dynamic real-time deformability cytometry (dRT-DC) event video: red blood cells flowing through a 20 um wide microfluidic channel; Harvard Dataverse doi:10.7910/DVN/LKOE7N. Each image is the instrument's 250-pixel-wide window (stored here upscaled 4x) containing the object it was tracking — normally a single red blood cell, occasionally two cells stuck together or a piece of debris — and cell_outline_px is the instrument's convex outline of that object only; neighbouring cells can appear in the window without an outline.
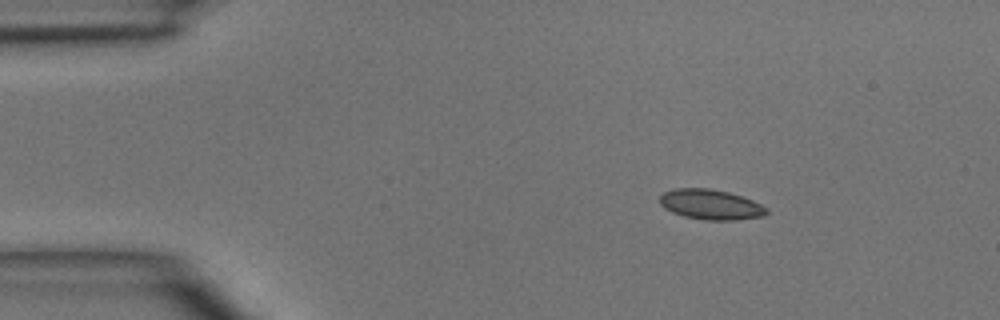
{"species": "common noctule bat (a hibernating species)", "species_latin": "Nyctalus noctula", "temperature_condition": "room temperature", "stored_images_in_passage": 6, "camera_frame_rate_fps": 3000, "um_per_image_px": 0.085, "animal": {"sex": "male", "body_mass_g": 15.6}, "frame": {"image": 1, "passage_image": 1, "time_ms": 0.0, "image_size_px": [1000, 320], "cell_outline_px": [[768, 212], [764, 216], [736, 220], [704, 220], [684, 216], [672, 212], [664, 208], [660, 204], [660, 196], [664, 192], [672, 188], [712, 188], [728, 192], [752, 200], [768, 208]], "centroid_in_image_um": [60.4, 17.38], "position_along_channel_um": 24.6, "area_um2": 18.84}}
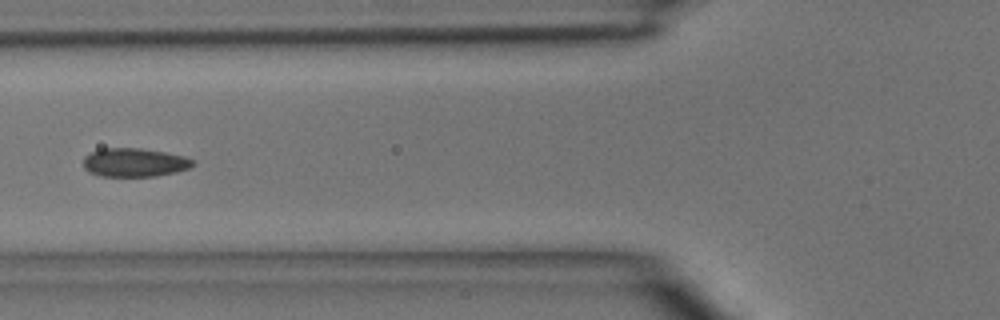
{"frame": {"image": 2, "passage_image": 4, "time_ms": 3.667, "image_size_px": [1000, 320], "cell_outline_px": [[196, 164], [188, 168], [176, 172], [156, 176], [100, 176], [88, 172], [84, 168], [84, 156], [100, 148], [140, 148], [164, 152], [184, 156], [196, 160]], "centroid_in_image_um": [11.44, 13.81], "position_along_channel_um": 114.4, "area_um2": 18.38}}
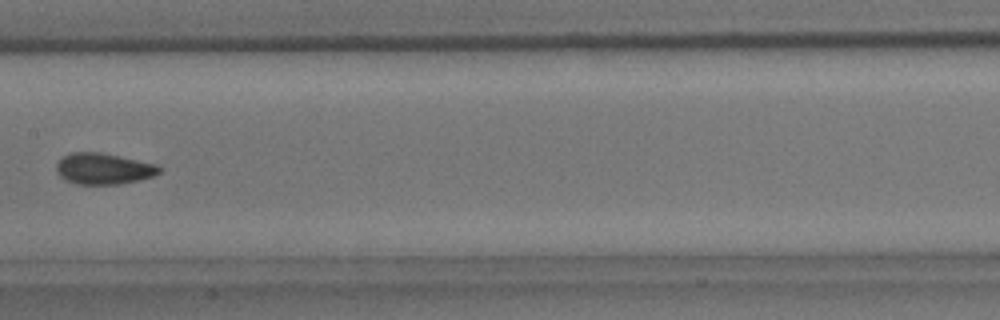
{"frame": {"image": 3, "passage_image": 6, "time_ms": 5.667, "image_size_px": [1000, 320], "cell_outline_px": [[164, 168], [160, 172], [152, 176], [140, 180], [120, 184], [76, 184], [64, 180], [56, 172], [56, 164], [64, 156], [72, 152], [100, 152], [156, 164]], "centroid_in_image_um": [8.8, 14.35], "position_along_channel_um": 198.6, "area_um2": 18.73}}